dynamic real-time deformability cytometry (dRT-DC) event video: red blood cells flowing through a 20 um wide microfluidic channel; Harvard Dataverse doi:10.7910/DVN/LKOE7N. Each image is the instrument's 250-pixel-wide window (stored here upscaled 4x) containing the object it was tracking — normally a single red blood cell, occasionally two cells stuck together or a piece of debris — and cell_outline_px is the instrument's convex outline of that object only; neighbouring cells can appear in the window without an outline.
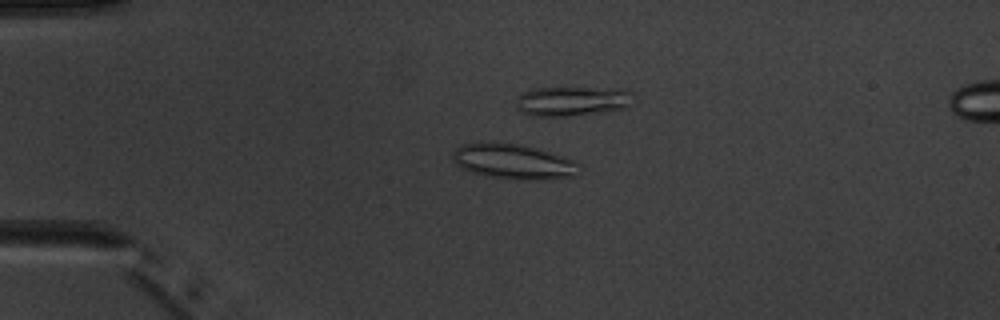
{"species": "common noctule bat (a hibernating species)", "species_latin": "Nyctalus noctula", "temperature_condition": "warm", "stored_images_in_passage": 5, "camera_frame_rate_fps": 3000, "um_per_image_px": 0.085, "animal": {"sex": "male", "body_mass_g": 20.1, "forearm_length_mm": 53.5}, "frame": {"image": 1, "passage_image": 3, "time_ms": 2.333, "image_size_px": [1000, 320], "cell_outline_px": [[580, 164], [576, 176], [544, 180], [520, 180], [488, 176], [472, 172], [456, 164], [452, 156], [452, 152], [456, 148], [464, 144], [516, 144], [536, 148], [564, 156]], "centroid_in_image_um": [43.7, 13.77], "position_along_channel_um": 41.3, "area_um2": 25.37}}
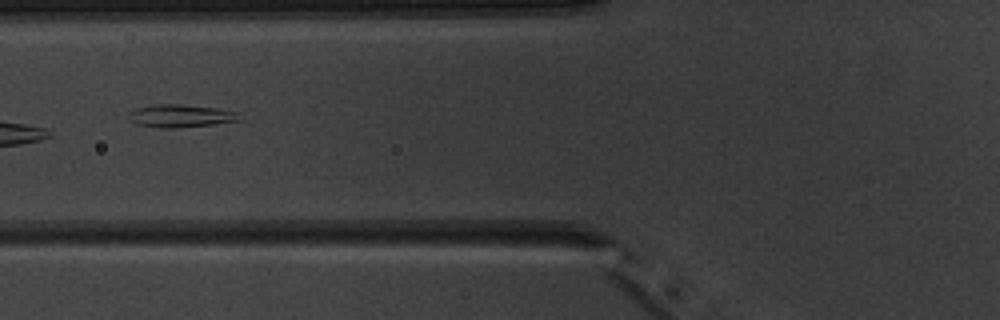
{"frame": {"image": 2, "passage_image": 5, "time_ms": 5.333, "image_size_px": [1000, 320], "cell_outline_px": [[244, 120], [212, 124], [172, 128], [160, 128], [136, 124], [128, 120], [128, 112], [132, 108], [156, 104], [180, 104], [216, 108], [240, 112]], "centroid_in_image_um": [15.34, 9.84], "position_along_channel_um": 110.5, "area_um2": 15.03}}